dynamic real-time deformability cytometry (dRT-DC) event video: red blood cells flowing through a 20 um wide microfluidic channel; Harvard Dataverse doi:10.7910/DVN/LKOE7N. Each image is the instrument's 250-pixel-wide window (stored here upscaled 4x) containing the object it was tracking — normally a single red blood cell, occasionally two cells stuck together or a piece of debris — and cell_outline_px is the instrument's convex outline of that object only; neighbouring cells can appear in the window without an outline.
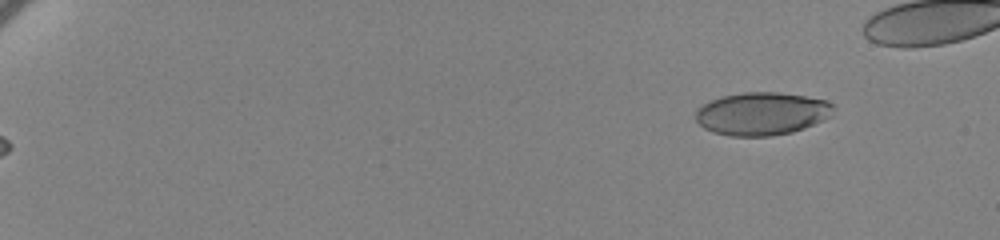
{"species": "human", "species_latin": "Homo sapiens", "temperature_condition": "cold", "stored_images_in_passage": 58, "camera_frame_rate_fps": 3000, "um_per_image_px": 0.085, "donor": {"sex": "female"}, "frame": {"image": 1, "passage_image": 4, "time_ms": 1.0, "image_size_px": [1000, 240], "cell_outline_px": [[832, 108], [828, 116], [804, 128], [792, 132], [772, 136], [732, 136], [712, 132], [704, 128], [696, 120], [696, 112], [704, 104], [712, 100], [724, 96], [744, 92], [776, 92], [804, 96], [828, 100], [832, 104]], "centroid_in_image_um": [64.73, 9.66], "position_along_channel_um": 20.3, "area_um2": 33.93}}
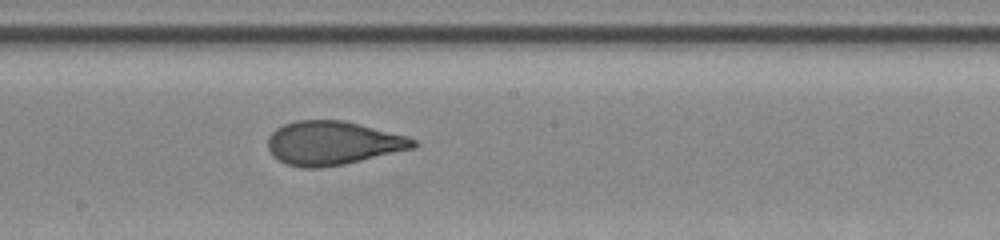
{"frame": {"image": 2, "passage_image": 35, "time_ms": 11.333, "image_size_px": [1000, 240], "cell_outline_px": [[416, 144], [412, 148], [344, 164], [320, 168], [300, 168], [284, 164], [272, 156], [268, 148], [268, 136], [276, 128], [284, 124], [296, 120], [344, 120], [408, 136], [416, 140]], "centroid_in_image_um": [28.23, 12.16], "position_along_channel_um": 220.0, "area_um2": 37.11}}
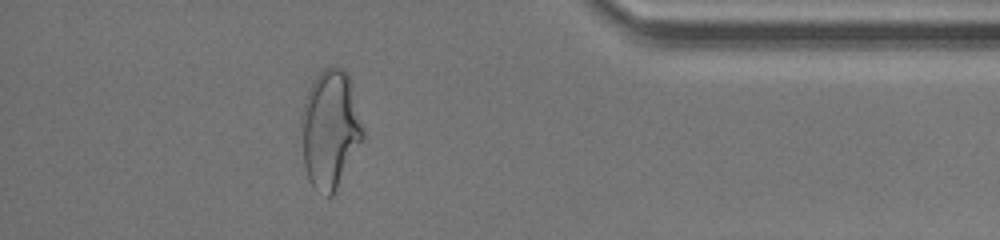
{"frame": {"image": 3, "passage_image": 53, "time_ms": 17.333, "image_size_px": [1000, 240], "cell_outline_px": [[364, 140], [332, 196], [328, 196], [312, 184], [308, 180], [304, 164], [300, 120], [300, 116], [304, 100], [312, 80], [324, 68], [332, 64], [344, 68], [348, 72], [364, 128]], "centroid_in_image_um": [28.07, 10.92], "position_along_channel_um": 407.1, "area_um2": 42.95}}